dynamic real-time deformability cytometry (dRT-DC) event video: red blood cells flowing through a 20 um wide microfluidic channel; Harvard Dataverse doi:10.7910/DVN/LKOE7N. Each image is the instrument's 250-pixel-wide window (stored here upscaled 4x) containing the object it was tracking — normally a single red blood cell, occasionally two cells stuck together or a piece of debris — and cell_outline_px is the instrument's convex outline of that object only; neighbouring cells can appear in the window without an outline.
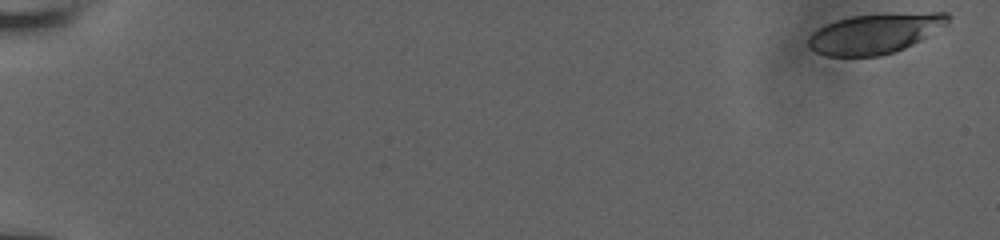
{"species": "human", "species_latin": "Homo sapiens", "temperature_condition": "room temperature", "stored_images_in_passage": 13, "camera_frame_rate_fps": 3000, "um_per_image_px": 0.085, "donor": {"sex": "male"}, "frame": {"image": 1, "passage_image": 1, "time_ms": 0.0, "image_size_px": [1000, 240], "cell_outline_px": [[952, 16], [948, 28], [904, 48], [880, 56], [828, 56], [816, 52], [808, 44], [808, 36], [812, 32], [836, 20], [852, 16], [884, 12], [948, 12]], "centroid_in_image_um": [74.52, 2.81], "position_along_channel_um": 10.5, "area_um2": 33.47}}
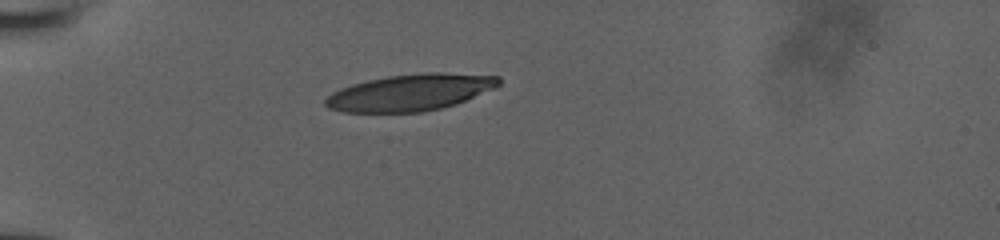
{"frame": {"image": 2, "passage_image": 10, "time_ms": 5.667, "image_size_px": [1000, 240], "cell_outline_px": [[500, 84], [496, 88], [456, 104], [440, 108], [420, 112], [344, 112], [328, 108], [324, 104], [324, 100], [332, 92], [340, 88], [352, 84], [368, 80], [388, 76], [424, 72], [440, 72], [500, 76]], "centroid_in_image_um": [34.88, 7.85], "position_along_channel_um": 50.1, "area_um2": 37.05}}
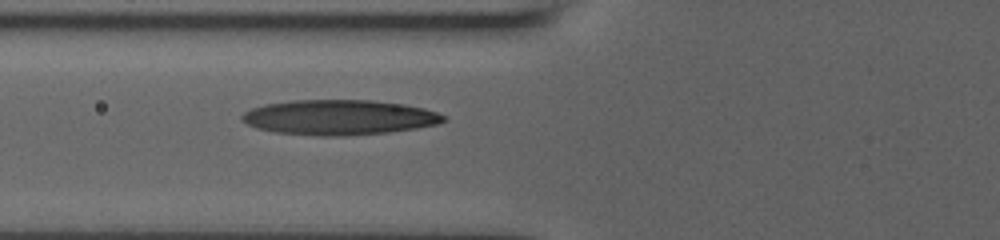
{"frame": {"image": 3, "passage_image": 13, "time_ms": 7.667, "image_size_px": [1000, 240], "cell_outline_px": [[448, 120], [436, 124], [416, 128], [388, 132], [332, 136], [320, 136], [272, 132], [256, 128], [240, 120], [240, 116], [244, 112], [252, 108], [264, 104], [292, 100], [372, 100], [404, 104], [424, 108], [436, 112], [444, 116]], "centroid_in_image_um": [28.78, 9.97], "position_along_channel_um": 97.0, "area_um2": 41.21}}